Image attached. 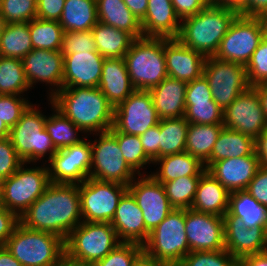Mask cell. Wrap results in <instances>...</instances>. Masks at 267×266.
I'll list each match as a JSON object with an SVG mask.
<instances>
[{
  "instance_id": "cell-1",
  "label": "cell",
  "mask_w": 267,
  "mask_h": 266,
  "mask_svg": "<svg viewBox=\"0 0 267 266\" xmlns=\"http://www.w3.org/2000/svg\"><path fill=\"white\" fill-rule=\"evenodd\" d=\"M19 219L27 228L50 232L66 240L83 221L79 184L51 183Z\"/></svg>"
},
{
  "instance_id": "cell-2",
  "label": "cell",
  "mask_w": 267,
  "mask_h": 266,
  "mask_svg": "<svg viewBox=\"0 0 267 266\" xmlns=\"http://www.w3.org/2000/svg\"><path fill=\"white\" fill-rule=\"evenodd\" d=\"M51 100L83 133H103L113 127L114 107L98 87L62 88Z\"/></svg>"
},
{
  "instance_id": "cell-3",
  "label": "cell",
  "mask_w": 267,
  "mask_h": 266,
  "mask_svg": "<svg viewBox=\"0 0 267 266\" xmlns=\"http://www.w3.org/2000/svg\"><path fill=\"white\" fill-rule=\"evenodd\" d=\"M237 15L234 9L209 4L197 14L181 20L177 39L205 57H213Z\"/></svg>"
},
{
  "instance_id": "cell-4",
  "label": "cell",
  "mask_w": 267,
  "mask_h": 266,
  "mask_svg": "<svg viewBox=\"0 0 267 266\" xmlns=\"http://www.w3.org/2000/svg\"><path fill=\"white\" fill-rule=\"evenodd\" d=\"M124 61L133 87L149 91L168 77L164 53V37L135 39Z\"/></svg>"
},
{
  "instance_id": "cell-5",
  "label": "cell",
  "mask_w": 267,
  "mask_h": 266,
  "mask_svg": "<svg viewBox=\"0 0 267 266\" xmlns=\"http://www.w3.org/2000/svg\"><path fill=\"white\" fill-rule=\"evenodd\" d=\"M4 246L23 266H53L65 254L64 239L20 222Z\"/></svg>"
},
{
  "instance_id": "cell-6",
  "label": "cell",
  "mask_w": 267,
  "mask_h": 266,
  "mask_svg": "<svg viewBox=\"0 0 267 266\" xmlns=\"http://www.w3.org/2000/svg\"><path fill=\"white\" fill-rule=\"evenodd\" d=\"M120 243L111 223L82 221L65 240V254L82 264L93 266Z\"/></svg>"
},
{
  "instance_id": "cell-7",
  "label": "cell",
  "mask_w": 267,
  "mask_h": 266,
  "mask_svg": "<svg viewBox=\"0 0 267 266\" xmlns=\"http://www.w3.org/2000/svg\"><path fill=\"white\" fill-rule=\"evenodd\" d=\"M142 247L148 256L170 266H178L190 253L185 233V209H173L149 233Z\"/></svg>"
},
{
  "instance_id": "cell-8",
  "label": "cell",
  "mask_w": 267,
  "mask_h": 266,
  "mask_svg": "<svg viewBox=\"0 0 267 266\" xmlns=\"http://www.w3.org/2000/svg\"><path fill=\"white\" fill-rule=\"evenodd\" d=\"M33 104L22 113L20 120L10 129L9 138L24 163H35L49 152L48 161L57 152L45 129L46 115Z\"/></svg>"
},
{
  "instance_id": "cell-9",
  "label": "cell",
  "mask_w": 267,
  "mask_h": 266,
  "mask_svg": "<svg viewBox=\"0 0 267 266\" xmlns=\"http://www.w3.org/2000/svg\"><path fill=\"white\" fill-rule=\"evenodd\" d=\"M25 164L1 181V205L19 218L51 184L48 167L24 168Z\"/></svg>"
},
{
  "instance_id": "cell-10",
  "label": "cell",
  "mask_w": 267,
  "mask_h": 266,
  "mask_svg": "<svg viewBox=\"0 0 267 266\" xmlns=\"http://www.w3.org/2000/svg\"><path fill=\"white\" fill-rule=\"evenodd\" d=\"M95 135H99V138L91 142L89 178L128 186L135 179L136 173L126 163L117 139L109 131Z\"/></svg>"
},
{
  "instance_id": "cell-11",
  "label": "cell",
  "mask_w": 267,
  "mask_h": 266,
  "mask_svg": "<svg viewBox=\"0 0 267 266\" xmlns=\"http://www.w3.org/2000/svg\"><path fill=\"white\" fill-rule=\"evenodd\" d=\"M203 76L208 81L213 100L224 111L250 85L246 66L213 57H206Z\"/></svg>"
},
{
  "instance_id": "cell-12",
  "label": "cell",
  "mask_w": 267,
  "mask_h": 266,
  "mask_svg": "<svg viewBox=\"0 0 267 266\" xmlns=\"http://www.w3.org/2000/svg\"><path fill=\"white\" fill-rule=\"evenodd\" d=\"M128 186L87 178L79 184L81 216L85 222H108Z\"/></svg>"
},
{
  "instance_id": "cell-13",
  "label": "cell",
  "mask_w": 267,
  "mask_h": 266,
  "mask_svg": "<svg viewBox=\"0 0 267 266\" xmlns=\"http://www.w3.org/2000/svg\"><path fill=\"white\" fill-rule=\"evenodd\" d=\"M262 39V27L257 17L237 15L214 57L246 66Z\"/></svg>"
},
{
  "instance_id": "cell-14",
  "label": "cell",
  "mask_w": 267,
  "mask_h": 266,
  "mask_svg": "<svg viewBox=\"0 0 267 266\" xmlns=\"http://www.w3.org/2000/svg\"><path fill=\"white\" fill-rule=\"evenodd\" d=\"M159 121L160 118L149 91L135 90L114 108L113 127L118 132L140 136L150 127L157 125Z\"/></svg>"
},
{
  "instance_id": "cell-15",
  "label": "cell",
  "mask_w": 267,
  "mask_h": 266,
  "mask_svg": "<svg viewBox=\"0 0 267 266\" xmlns=\"http://www.w3.org/2000/svg\"><path fill=\"white\" fill-rule=\"evenodd\" d=\"M223 126L253 139L267 128L260 96L253 86L239 94L223 111Z\"/></svg>"
},
{
  "instance_id": "cell-16",
  "label": "cell",
  "mask_w": 267,
  "mask_h": 266,
  "mask_svg": "<svg viewBox=\"0 0 267 266\" xmlns=\"http://www.w3.org/2000/svg\"><path fill=\"white\" fill-rule=\"evenodd\" d=\"M91 158V140L57 150L48 162L50 182L81 184L90 177Z\"/></svg>"
},
{
  "instance_id": "cell-17",
  "label": "cell",
  "mask_w": 267,
  "mask_h": 266,
  "mask_svg": "<svg viewBox=\"0 0 267 266\" xmlns=\"http://www.w3.org/2000/svg\"><path fill=\"white\" fill-rule=\"evenodd\" d=\"M137 179L128 185V191L142 210L146 230L150 233L174 208L162 183L151 175H139Z\"/></svg>"
},
{
  "instance_id": "cell-18",
  "label": "cell",
  "mask_w": 267,
  "mask_h": 266,
  "mask_svg": "<svg viewBox=\"0 0 267 266\" xmlns=\"http://www.w3.org/2000/svg\"><path fill=\"white\" fill-rule=\"evenodd\" d=\"M185 233L190 252L225 250L222 216L185 209Z\"/></svg>"
},
{
  "instance_id": "cell-19",
  "label": "cell",
  "mask_w": 267,
  "mask_h": 266,
  "mask_svg": "<svg viewBox=\"0 0 267 266\" xmlns=\"http://www.w3.org/2000/svg\"><path fill=\"white\" fill-rule=\"evenodd\" d=\"M22 62L30 89L39 81L49 83L57 88L50 89L51 99L63 88L64 55L60 50L33 49Z\"/></svg>"
},
{
  "instance_id": "cell-20",
  "label": "cell",
  "mask_w": 267,
  "mask_h": 266,
  "mask_svg": "<svg viewBox=\"0 0 267 266\" xmlns=\"http://www.w3.org/2000/svg\"><path fill=\"white\" fill-rule=\"evenodd\" d=\"M223 219L225 250L237 260L267 250V227L248 228L242 219L228 212L224 214Z\"/></svg>"
},
{
  "instance_id": "cell-21",
  "label": "cell",
  "mask_w": 267,
  "mask_h": 266,
  "mask_svg": "<svg viewBox=\"0 0 267 266\" xmlns=\"http://www.w3.org/2000/svg\"><path fill=\"white\" fill-rule=\"evenodd\" d=\"M164 53L168 77L188 83L203 75L206 57L177 38L164 37Z\"/></svg>"
},
{
  "instance_id": "cell-22",
  "label": "cell",
  "mask_w": 267,
  "mask_h": 266,
  "mask_svg": "<svg viewBox=\"0 0 267 266\" xmlns=\"http://www.w3.org/2000/svg\"><path fill=\"white\" fill-rule=\"evenodd\" d=\"M259 167V159L254 152L252 155L232 157L211 163L206 171L230 193H233L246 190Z\"/></svg>"
},
{
  "instance_id": "cell-23",
  "label": "cell",
  "mask_w": 267,
  "mask_h": 266,
  "mask_svg": "<svg viewBox=\"0 0 267 266\" xmlns=\"http://www.w3.org/2000/svg\"><path fill=\"white\" fill-rule=\"evenodd\" d=\"M64 55L63 88L98 87L104 57L98 52Z\"/></svg>"
},
{
  "instance_id": "cell-24",
  "label": "cell",
  "mask_w": 267,
  "mask_h": 266,
  "mask_svg": "<svg viewBox=\"0 0 267 266\" xmlns=\"http://www.w3.org/2000/svg\"><path fill=\"white\" fill-rule=\"evenodd\" d=\"M110 223L120 242L143 245L149 236L144 224L142 210L128 190L119 200L115 215Z\"/></svg>"
},
{
  "instance_id": "cell-25",
  "label": "cell",
  "mask_w": 267,
  "mask_h": 266,
  "mask_svg": "<svg viewBox=\"0 0 267 266\" xmlns=\"http://www.w3.org/2000/svg\"><path fill=\"white\" fill-rule=\"evenodd\" d=\"M140 22L144 37L177 38L181 28L171 0H148L146 15Z\"/></svg>"
},
{
  "instance_id": "cell-26",
  "label": "cell",
  "mask_w": 267,
  "mask_h": 266,
  "mask_svg": "<svg viewBox=\"0 0 267 266\" xmlns=\"http://www.w3.org/2000/svg\"><path fill=\"white\" fill-rule=\"evenodd\" d=\"M98 88L115 108L136 89L133 87L124 58H105Z\"/></svg>"
},
{
  "instance_id": "cell-27",
  "label": "cell",
  "mask_w": 267,
  "mask_h": 266,
  "mask_svg": "<svg viewBox=\"0 0 267 266\" xmlns=\"http://www.w3.org/2000/svg\"><path fill=\"white\" fill-rule=\"evenodd\" d=\"M186 87L187 82L166 77L160 84L149 90L160 120L185 115Z\"/></svg>"
},
{
  "instance_id": "cell-28",
  "label": "cell",
  "mask_w": 267,
  "mask_h": 266,
  "mask_svg": "<svg viewBox=\"0 0 267 266\" xmlns=\"http://www.w3.org/2000/svg\"><path fill=\"white\" fill-rule=\"evenodd\" d=\"M229 196L230 192L205 171L199 179L190 209L223 217L228 212Z\"/></svg>"
},
{
  "instance_id": "cell-29",
  "label": "cell",
  "mask_w": 267,
  "mask_h": 266,
  "mask_svg": "<svg viewBox=\"0 0 267 266\" xmlns=\"http://www.w3.org/2000/svg\"><path fill=\"white\" fill-rule=\"evenodd\" d=\"M160 164L157 172L150 175L158 182L164 183L183 176H201L205 171V164L188 152L167 155L156 159L153 164Z\"/></svg>"
},
{
  "instance_id": "cell-30",
  "label": "cell",
  "mask_w": 267,
  "mask_h": 266,
  "mask_svg": "<svg viewBox=\"0 0 267 266\" xmlns=\"http://www.w3.org/2000/svg\"><path fill=\"white\" fill-rule=\"evenodd\" d=\"M98 21L126 31L135 39L143 37L141 22L123 0H96Z\"/></svg>"
},
{
  "instance_id": "cell-31",
  "label": "cell",
  "mask_w": 267,
  "mask_h": 266,
  "mask_svg": "<svg viewBox=\"0 0 267 266\" xmlns=\"http://www.w3.org/2000/svg\"><path fill=\"white\" fill-rule=\"evenodd\" d=\"M254 152L255 144L252 137L223 127L213 146L210 159L205 163V168L223 159L252 155Z\"/></svg>"
},
{
  "instance_id": "cell-32",
  "label": "cell",
  "mask_w": 267,
  "mask_h": 266,
  "mask_svg": "<svg viewBox=\"0 0 267 266\" xmlns=\"http://www.w3.org/2000/svg\"><path fill=\"white\" fill-rule=\"evenodd\" d=\"M96 51L104 58H123L135 38L126 31L99 22L91 29Z\"/></svg>"
},
{
  "instance_id": "cell-33",
  "label": "cell",
  "mask_w": 267,
  "mask_h": 266,
  "mask_svg": "<svg viewBox=\"0 0 267 266\" xmlns=\"http://www.w3.org/2000/svg\"><path fill=\"white\" fill-rule=\"evenodd\" d=\"M58 22L64 32L91 30L98 23L96 0H66Z\"/></svg>"
},
{
  "instance_id": "cell-34",
  "label": "cell",
  "mask_w": 267,
  "mask_h": 266,
  "mask_svg": "<svg viewBox=\"0 0 267 266\" xmlns=\"http://www.w3.org/2000/svg\"><path fill=\"white\" fill-rule=\"evenodd\" d=\"M228 213L242 219L248 228L267 227V207L261 205L247 190L230 193Z\"/></svg>"
},
{
  "instance_id": "cell-35",
  "label": "cell",
  "mask_w": 267,
  "mask_h": 266,
  "mask_svg": "<svg viewBox=\"0 0 267 266\" xmlns=\"http://www.w3.org/2000/svg\"><path fill=\"white\" fill-rule=\"evenodd\" d=\"M223 127L217 124L189 123L185 152L199 158L205 164L210 159L213 146Z\"/></svg>"
},
{
  "instance_id": "cell-36",
  "label": "cell",
  "mask_w": 267,
  "mask_h": 266,
  "mask_svg": "<svg viewBox=\"0 0 267 266\" xmlns=\"http://www.w3.org/2000/svg\"><path fill=\"white\" fill-rule=\"evenodd\" d=\"M188 126L184 116L159 121V158L185 152Z\"/></svg>"
},
{
  "instance_id": "cell-37",
  "label": "cell",
  "mask_w": 267,
  "mask_h": 266,
  "mask_svg": "<svg viewBox=\"0 0 267 266\" xmlns=\"http://www.w3.org/2000/svg\"><path fill=\"white\" fill-rule=\"evenodd\" d=\"M31 50L29 22L6 24L0 42V56L23 59Z\"/></svg>"
},
{
  "instance_id": "cell-38",
  "label": "cell",
  "mask_w": 267,
  "mask_h": 266,
  "mask_svg": "<svg viewBox=\"0 0 267 266\" xmlns=\"http://www.w3.org/2000/svg\"><path fill=\"white\" fill-rule=\"evenodd\" d=\"M53 114L46 118L45 129L50 135L56 150L80 143L84 138H80L78 131L81 130L60 111H58L52 102ZM79 137V138H78Z\"/></svg>"
},
{
  "instance_id": "cell-39",
  "label": "cell",
  "mask_w": 267,
  "mask_h": 266,
  "mask_svg": "<svg viewBox=\"0 0 267 266\" xmlns=\"http://www.w3.org/2000/svg\"><path fill=\"white\" fill-rule=\"evenodd\" d=\"M29 88L22 59L0 56V94L21 95Z\"/></svg>"
},
{
  "instance_id": "cell-40",
  "label": "cell",
  "mask_w": 267,
  "mask_h": 266,
  "mask_svg": "<svg viewBox=\"0 0 267 266\" xmlns=\"http://www.w3.org/2000/svg\"><path fill=\"white\" fill-rule=\"evenodd\" d=\"M33 49L60 50L63 28L56 20L35 18L29 22Z\"/></svg>"
},
{
  "instance_id": "cell-41",
  "label": "cell",
  "mask_w": 267,
  "mask_h": 266,
  "mask_svg": "<svg viewBox=\"0 0 267 266\" xmlns=\"http://www.w3.org/2000/svg\"><path fill=\"white\" fill-rule=\"evenodd\" d=\"M200 177L183 176L163 183L167 198L174 209L191 208Z\"/></svg>"
},
{
  "instance_id": "cell-42",
  "label": "cell",
  "mask_w": 267,
  "mask_h": 266,
  "mask_svg": "<svg viewBox=\"0 0 267 266\" xmlns=\"http://www.w3.org/2000/svg\"><path fill=\"white\" fill-rule=\"evenodd\" d=\"M109 132L117 139L126 163L138 176L144 165L153 163L144 152L139 136L118 132L114 127Z\"/></svg>"
},
{
  "instance_id": "cell-43",
  "label": "cell",
  "mask_w": 267,
  "mask_h": 266,
  "mask_svg": "<svg viewBox=\"0 0 267 266\" xmlns=\"http://www.w3.org/2000/svg\"><path fill=\"white\" fill-rule=\"evenodd\" d=\"M184 118L188 123L223 125V110L213 101L185 103Z\"/></svg>"
},
{
  "instance_id": "cell-44",
  "label": "cell",
  "mask_w": 267,
  "mask_h": 266,
  "mask_svg": "<svg viewBox=\"0 0 267 266\" xmlns=\"http://www.w3.org/2000/svg\"><path fill=\"white\" fill-rule=\"evenodd\" d=\"M0 14L7 24L37 18V0H1Z\"/></svg>"
},
{
  "instance_id": "cell-45",
  "label": "cell",
  "mask_w": 267,
  "mask_h": 266,
  "mask_svg": "<svg viewBox=\"0 0 267 266\" xmlns=\"http://www.w3.org/2000/svg\"><path fill=\"white\" fill-rule=\"evenodd\" d=\"M178 266H238V260L226 250L195 251L187 254Z\"/></svg>"
},
{
  "instance_id": "cell-46",
  "label": "cell",
  "mask_w": 267,
  "mask_h": 266,
  "mask_svg": "<svg viewBox=\"0 0 267 266\" xmlns=\"http://www.w3.org/2000/svg\"><path fill=\"white\" fill-rule=\"evenodd\" d=\"M142 252L143 247L140 244L121 242L93 266H132Z\"/></svg>"
},
{
  "instance_id": "cell-47",
  "label": "cell",
  "mask_w": 267,
  "mask_h": 266,
  "mask_svg": "<svg viewBox=\"0 0 267 266\" xmlns=\"http://www.w3.org/2000/svg\"><path fill=\"white\" fill-rule=\"evenodd\" d=\"M250 86L267 83V39L263 38L246 65Z\"/></svg>"
},
{
  "instance_id": "cell-48",
  "label": "cell",
  "mask_w": 267,
  "mask_h": 266,
  "mask_svg": "<svg viewBox=\"0 0 267 266\" xmlns=\"http://www.w3.org/2000/svg\"><path fill=\"white\" fill-rule=\"evenodd\" d=\"M60 51L63 54L97 52L92 30L64 32Z\"/></svg>"
},
{
  "instance_id": "cell-49",
  "label": "cell",
  "mask_w": 267,
  "mask_h": 266,
  "mask_svg": "<svg viewBox=\"0 0 267 266\" xmlns=\"http://www.w3.org/2000/svg\"><path fill=\"white\" fill-rule=\"evenodd\" d=\"M30 104L22 95L0 94V119L11 129Z\"/></svg>"
},
{
  "instance_id": "cell-50",
  "label": "cell",
  "mask_w": 267,
  "mask_h": 266,
  "mask_svg": "<svg viewBox=\"0 0 267 266\" xmlns=\"http://www.w3.org/2000/svg\"><path fill=\"white\" fill-rule=\"evenodd\" d=\"M23 163L10 138L0 139V181L13 175Z\"/></svg>"
},
{
  "instance_id": "cell-51",
  "label": "cell",
  "mask_w": 267,
  "mask_h": 266,
  "mask_svg": "<svg viewBox=\"0 0 267 266\" xmlns=\"http://www.w3.org/2000/svg\"><path fill=\"white\" fill-rule=\"evenodd\" d=\"M213 101L208 81L202 75L200 78L187 83L185 103Z\"/></svg>"
},
{
  "instance_id": "cell-52",
  "label": "cell",
  "mask_w": 267,
  "mask_h": 266,
  "mask_svg": "<svg viewBox=\"0 0 267 266\" xmlns=\"http://www.w3.org/2000/svg\"><path fill=\"white\" fill-rule=\"evenodd\" d=\"M247 192L261 205L267 207V169L259 167L246 188Z\"/></svg>"
},
{
  "instance_id": "cell-53",
  "label": "cell",
  "mask_w": 267,
  "mask_h": 266,
  "mask_svg": "<svg viewBox=\"0 0 267 266\" xmlns=\"http://www.w3.org/2000/svg\"><path fill=\"white\" fill-rule=\"evenodd\" d=\"M159 136V123L139 136L143 150L152 162L159 158Z\"/></svg>"
},
{
  "instance_id": "cell-54",
  "label": "cell",
  "mask_w": 267,
  "mask_h": 266,
  "mask_svg": "<svg viewBox=\"0 0 267 266\" xmlns=\"http://www.w3.org/2000/svg\"><path fill=\"white\" fill-rule=\"evenodd\" d=\"M66 0H37V18L59 21Z\"/></svg>"
},
{
  "instance_id": "cell-55",
  "label": "cell",
  "mask_w": 267,
  "mask_h": 266,
  "mask_svg": "<svg viewBox=\"0 0 267 266\" xmlns=\"http://www.w3.org/2000/svg\"><path fill=\"white\" fill-rule=\"evenodd\" d=\"M180 20L193 16L211 4V0H171Z\"/></svg>"
},
{
  "instance_id": "cell-56",
  "label": "cell",
  "mask_w": 267,
  "mask_h": 266,
  "mask_svg": "<svg viewBox=\"0 0 267 266\" xmlns=\"http://www.w3.org/2000/svg\"><path fill=\"white\" fill-rule=\"evenodd\" d=\"M20 219L14 213L0 205V245H4L13 234Z\"/></svg>"
},
{
  "instance_id": "cell-57",
  "label": "cell",
  "mask_w": 267,
  "mask_h": 266,
  "mask_svg": "<svg viewBox=\"0 0 267 266\" xmlns=\"http://www.w3.org/2000/svg\"><path fill=\"white\" fill-rule=\"evenodd\" d=\"M267 11V0H244L243 7L238 12L240 16L258 17Z\"/></svg>"
},
{
  "instance_id": "cell-58",
  "label": "cell",
  "mask_w": 267,
  "mask_h": 266,
  "mask_svg": "<svg viewBox=\"0 0 267 266\" xmlns=\"http://www.w3.org/2000/svg\"><path fill=\"white\" fill-rule=\"evenodd\" d=\"M254 144L260 167L267 169V128L254 139Z\"/></svg>"
},
{
  "instance_id": "cell-59",
  "label": "cell",
  "mask_w": 267,
  "mask_h": 266,
  "mask_svg": "<svg viewBox=\"0 0 267 266\" xmlns=\"http://www.w3.org/2000/svg\"><path fill=\"white\" fill-rule=\"evenodd\" d=\"M238 266H267V250L240 258Z\"/></svg>"
},
{
  "instance_id": "cell-60",
  "label": "cell",
  "mask_w": 267,
  "mask_h": 266,
  "mask_svg": "<svg viewBox=\"0 0 267 266\" xmlns=\"http://www.w3.org/2000/svg\"><path fill=\"white\" fill-rule=\"evenodd\" d=\"M133 15L141 21L147 12L148 0H123Z\"/></svg>"
},
{
  "instance_id": "cell-61",
  "label": "cell",
  "mask_w": 267,
  "mask_h": 266,
  "mask_svg": "<svg viewBox=\"0 0 267 266\" xmlns=\"http://www.w3.org/2000/svg\"><path fill=\"white\" fill-rule=\"evenodd\" d=\"M0 266H23L10 251L4 246L0 245Z\"/></svg>"
},
{
  "instance_id": "cell-62",
  "label": "cell",
  "mask_w": 267,
  "mask_h": 266,
  "mask_svg": "<svg viewBox=\"0 0 267 266\" xmlns=\"http://www.w3.org/2000/svg\"><path fill=\"white\" fill-rule=\"evenodd\" d=\"M132 266H170V265L160 262L148 256L145 252H142L133 262Z\"/></svg>"
},
{
  "instance_id": "cell-63",
  "label": "cell",
  "mask_w": 267,
  "mask_h": 266,
  "mask_svg": "<svg viewBox=\"0 0 267 266\" xmlns=\"http://www.w3.org/2000/svg\"><path fill=\"white\" fill-rule=\"evenodd\" d=\"M244 0H211V4L220 7H227L239 12L243 7Z\"/></svg>"
},
{
  "instance_id": "cell-64",
  "label": "cell",
  "mask_w": 267,
  "mask_h": 266,
  "mask_svg": "<svg viewBox=\"0 0 267 266\" xmlns=\"http://www.w3.org/2000/svg\"><path fill=\"white\" fill-rule=\"evenodd\" d=\"M253 87L257 90L260 96L262 108L267 118V83L258 84Z\"/></svg>"
},
{
  "instance_id": "cell-65",
  "label": "cell",
  "mask_w": 267,
  "mask_h": 266,
  "mask_svg": "<svg viewBox=\"0 0 267 266\" xmlns=\"http://www.w3.org/2000/svg\"><path fill=\"white\" fill-rule=\"evenodd\" d=\"M53 266H88L79 261L69 258L64 254Z\"/></svg>"
},
{
  "instance_id": "cell-66",
  "label": "cell",
  "mask_w": 267,
  "mask_h": 266,
  "mask_svg": "<svg viewBox=\"0 0 267 266\" xmlns=\"http://www.w3.org/2000/svg\"><path fill=\"white\" fill-rule=\"evenodd\" d=\"M261 23L263 38L267 39V11L257 17Z\"/></svg>"
},
{
  "instance_id": "cell-67",
  "label": "cell",
  "mask_w": 267,
  "mask_h": 266,
  "mask_svg": "<svg viewBox=\"0 0 267 266\" xmlns=\"http://www.w3.org/2000/svg\"><path fill=\"white\" fill-rule=\"evenodd\" d=\"M9 134H10V129L0 119V139L8 138Z\"/></svg>"
},
{
  "instance_id": "cell-68",
  "label": "cell",
  "mask_w": 267,
  "mask_h": 266,
  "mask_svg": "<svg viewBox=\"0 0 267 266\" xmlns=\"http://www.w3.org/2000/svg\"><path fill=\"white\" fill-rule=\"evenodd\" d=\"M6 21L4 20V17L0 14V42L2 38V33L4 32V29L6 27Z\"/></svg>"
},
{
  "instance_id": "cell-69",
  "label": "cell",
  "mask_w": 267,
  "mask_h": 266,
  "mask_svg": "<svg viewBox=\"0 0 267 266\" xmlns=\"http://www.w3.org/2000/svg\"><path fill=\"white\" fill-rule=\"evenodd\" d=\"M0 205H1V181H0Z\"/></svg>"
}]
</instances>
